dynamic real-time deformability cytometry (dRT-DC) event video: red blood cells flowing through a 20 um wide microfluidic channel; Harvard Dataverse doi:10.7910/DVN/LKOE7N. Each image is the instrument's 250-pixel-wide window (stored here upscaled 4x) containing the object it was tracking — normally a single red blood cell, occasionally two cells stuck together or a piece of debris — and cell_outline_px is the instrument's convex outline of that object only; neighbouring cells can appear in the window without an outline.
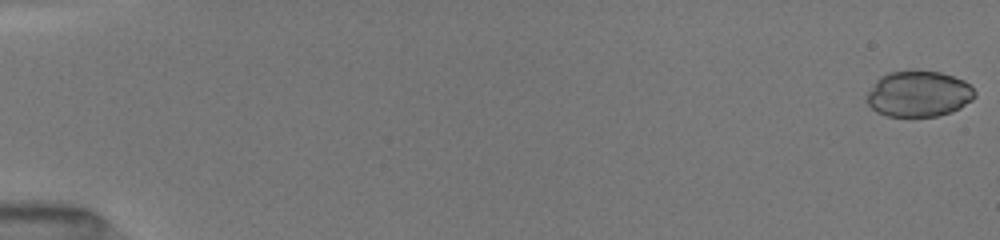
{"species": "common noctule bat (a hibernating species)", "species_latin": "Nyctalus noctula", "temperature_condition": "room temperature", "stored_images_in_passage": 6, "camera_frame_rate_fps": 3000, "um_per_image_px": 0.085, "animal": {"sex": "female", "body_mass_g": 19.5, "forearm_length_mm": 54.1}, "frame": {"image": 1, "passage_image": 1, "time_ms": 0.0, "image_size_px": [1000, 240], "cell_outline_px": [[976, 96], [972, 100], [960, 108], [952, 112], [936, 116], [888, 116], [876, 112], [864, 100], [868, 92], [876, 80], [880, 76], [888, 72], [940, 72], [964, 80], [976, 92]], "centroid_in_image_um": [78.07, 8.0], "position_along_channel_um": 6.9, "area_um2": 28.73}}